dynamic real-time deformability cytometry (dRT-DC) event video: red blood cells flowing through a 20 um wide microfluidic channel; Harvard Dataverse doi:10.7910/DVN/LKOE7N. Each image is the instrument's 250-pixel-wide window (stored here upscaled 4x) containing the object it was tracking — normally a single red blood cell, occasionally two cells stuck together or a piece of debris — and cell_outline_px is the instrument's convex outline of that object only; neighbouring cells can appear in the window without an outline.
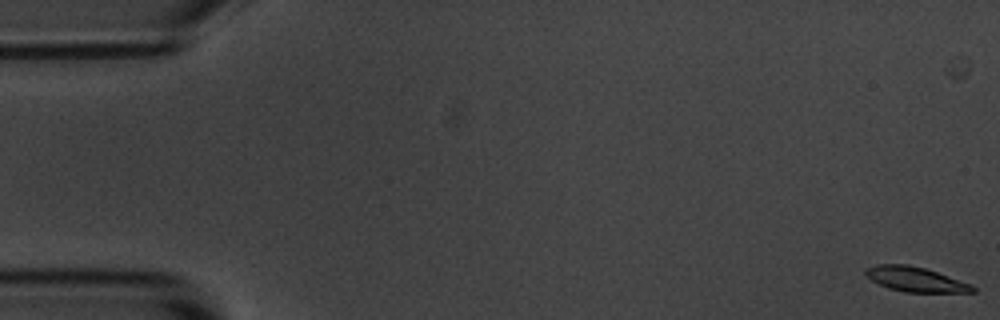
{"species": "common noctule bat (a hibernating species)", "species_latin": "Nyctalus noctula", "temperature_condition": "room temperature", "stored_images_in_passage": 56, "camera_frame_rate_fps": 3000, "um_per_image_px": 0.085, "animal": {"sex": "male", "body_mass_g": 20.1, "forearm_length_mm": 53.5}, "frame": {"image": 1, "passage_image": 1, "time_ms": 0.0, "image_size_px": [1000, 320], "cell_outline_px": [[976, 292], [904, 292], [888, 288], [864, 276], [864, 268], [876, 264], [908, 264], [924, 268], [972, 284], [976, 288]], "centroid_in_image_um": [77.78, 23.73], "position_along_channel_um": 7.2, "area_um2": 15.49}}
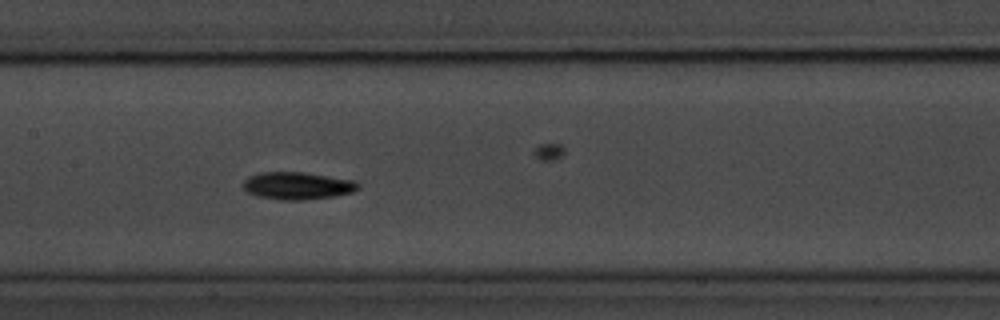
{"frame": {"image": 2, "passage_image": 27, "time_ms": 8.667, "image_size_px": [1000, 320], "cell_outline_px": [[360, 188], [352, 192], [336, 196], [304, 200], [280, 200], [256, 196], [248, 192], [244, 188], [244, 180], [248, 176], [260, 172], [304, 172], [356, 180], [360, 184]], "centroid_in_image_um": [25.31, 15.78], "position_along_channel_um": 182.1, "area_um2": 18.61}}
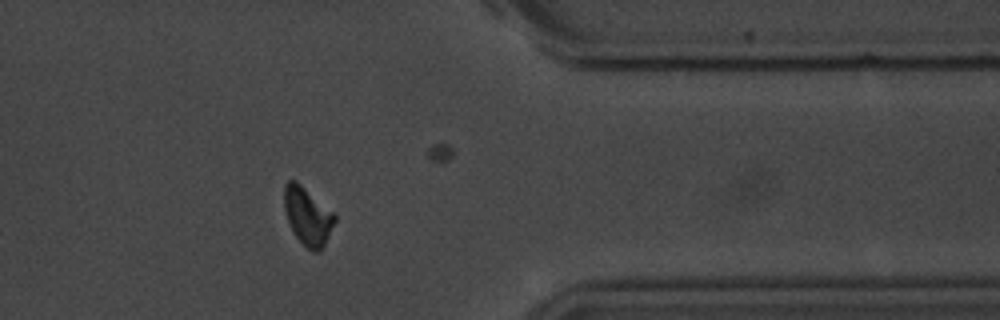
{"frame": {"image": 3, "passage_image": 45, "time_ms": 14.667, "image_size_px": [1000, 320], "cell_outline_px": [[336, 220], [320, 252], [312, 252], [296, 236], [288, 220], [284, 208], [284, 184], [288, 180], [296, 180], [332, 212], [336, 216]], "centroid_in_image_um": [26.13, 18.36], "position_along_channel_um": 385.3, "area_um2": 16.59}, "authors_computed_cell_mechanics": {"area_um2": 16.5886, "velocity_mm_per_s": 3.6451, "shape_relaxation_time_tau1_ms": 2.3049, "shape_relaxation_time_tau2_ms": 8.8941, "deformation_change_tau1": 0.1235, "deformation_change_tau2": 0.1318}}